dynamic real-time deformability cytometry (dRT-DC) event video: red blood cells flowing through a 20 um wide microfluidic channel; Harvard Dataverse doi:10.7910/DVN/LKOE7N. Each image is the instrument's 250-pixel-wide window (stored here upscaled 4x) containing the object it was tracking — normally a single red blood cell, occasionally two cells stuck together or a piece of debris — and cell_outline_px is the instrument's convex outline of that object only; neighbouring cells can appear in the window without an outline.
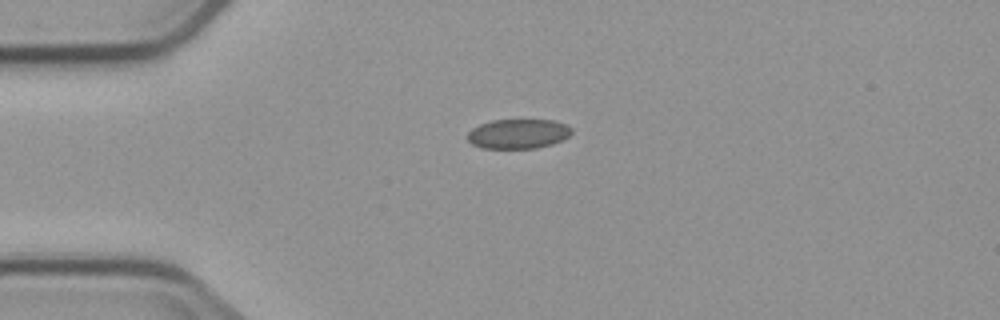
{"species": "common noctule bat (a hibernating species)", "species_latin": "Nyctalus noctula", "temperature_condition": "cold", "stored_images_in_passage": 4, "camera_frame_rate_fps": 3000, "um_per_image_px": 0.085, "animal": {"sex": "male", "body_mass_g": 23.1, "forearm_length_mm": 52.7}, "frame": {"image": 1, "passage_image": 1, "time_ms": 0.0, "image_size_px": [1000, 320], "cell_outline_px": [[572, 132], [568, 136], [552, 144], [536, 148], [484, 148], [472, 144], [468, 140], [468, 132], [472, 128], [480, 124], [492, 120], [552, 120], [568, 124], [572, 128]], "centroid_in_image_um": [44.05, 11.36], "position_along_channel_um": 40.9, "area_um2": 17.92}}
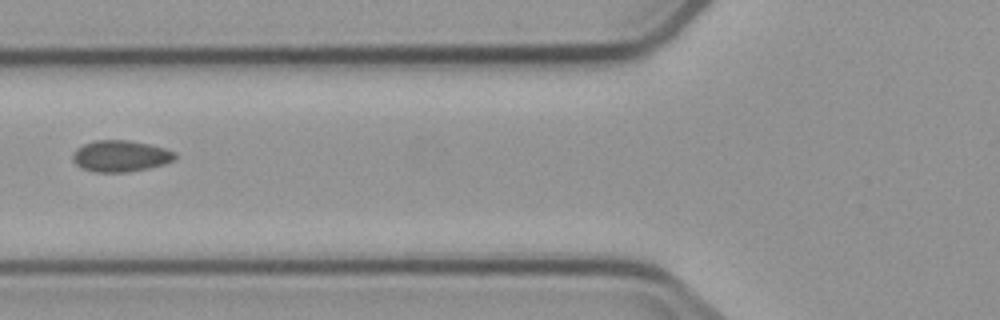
{"frame": {"image": 2, "passage_image": 3, "time_ms": 2.667, "image_size_px": [1000, 320], "cell_outline_px": [[176, 156], [172, 160], [164, 164], [148, 168], [128, 172], [96, 172], [80, 168], [72, 160], [72, 156], [76, 148], [92, 140], [128, 140], [148, 144], [164, 148], [176, 152]], "centroid_in_image_um": [10.21, 13.26], "position_along_channel_um": 115.6, "area_um2": 18.73}}
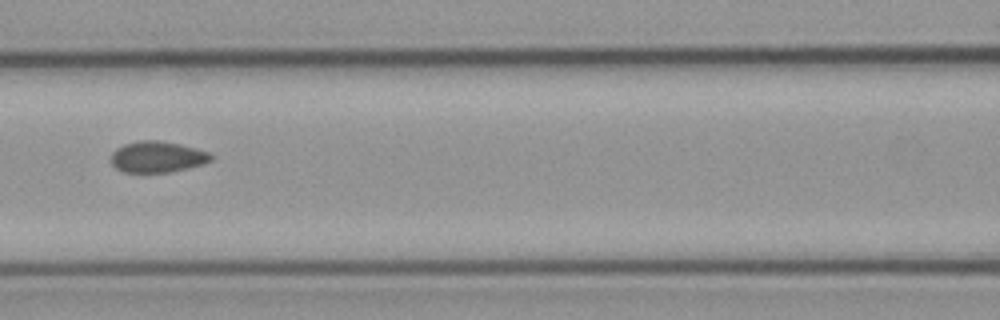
{"frame": {"image": 3, "passage_image": 4, "time_ms": 3.667, "image_size_px": [1000, 320], "cell_outline_px": [[212, 160], [188, 168], [168, 172], [124, 172], [116, 168], [112, 164], [112, 152], [116, 148], [124, 144], [140, 140], [160, 140], [180, 144], [196, 148], [208, 152], [212, 156]], "centroid_in_image_um": [13.36, 13.32], "position_along_channel_um": 153.2, "area_um2": 18.03}}